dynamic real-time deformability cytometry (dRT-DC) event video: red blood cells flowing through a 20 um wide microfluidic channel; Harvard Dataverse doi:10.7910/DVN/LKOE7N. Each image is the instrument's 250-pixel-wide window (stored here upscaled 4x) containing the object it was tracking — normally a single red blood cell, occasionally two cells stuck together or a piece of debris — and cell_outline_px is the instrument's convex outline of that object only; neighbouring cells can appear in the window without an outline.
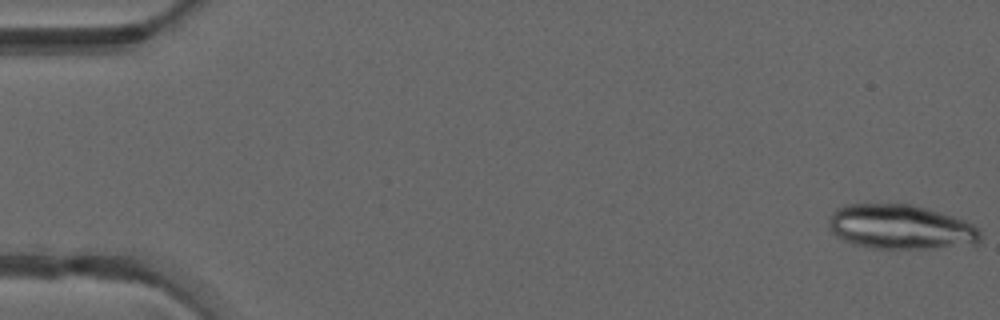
{"species": "common noctule bat (a hibernating species)", "species_latin": "Nyctalus noctula", "temperature_condition": "warm", "stored_images_in_passage": 9, "camera_frame_rate_fps": 3000, "um_per_image_px": 0.085, "animal": {"sex": "male", "forearm_length_mm": 52.5}, "frame": {"image": 1, "passage_image": 1, "time_ms": 0.0, "image_size_px": [1000, 320], "cell_outline_px": [[980, 240], [976, 244], [936, 248], [868, 248], [852, 244], [836, 236], [828, 228], [828, 220], [832, 212], [836, 208], [844, 204], [912, 204], [928, 208], [964, 220], [972, 224], [980, 232]], "centroid_in_image_um": [76.5, 19.29], "position_along_channel_um": 8.5, "area_um2": 39.59}}